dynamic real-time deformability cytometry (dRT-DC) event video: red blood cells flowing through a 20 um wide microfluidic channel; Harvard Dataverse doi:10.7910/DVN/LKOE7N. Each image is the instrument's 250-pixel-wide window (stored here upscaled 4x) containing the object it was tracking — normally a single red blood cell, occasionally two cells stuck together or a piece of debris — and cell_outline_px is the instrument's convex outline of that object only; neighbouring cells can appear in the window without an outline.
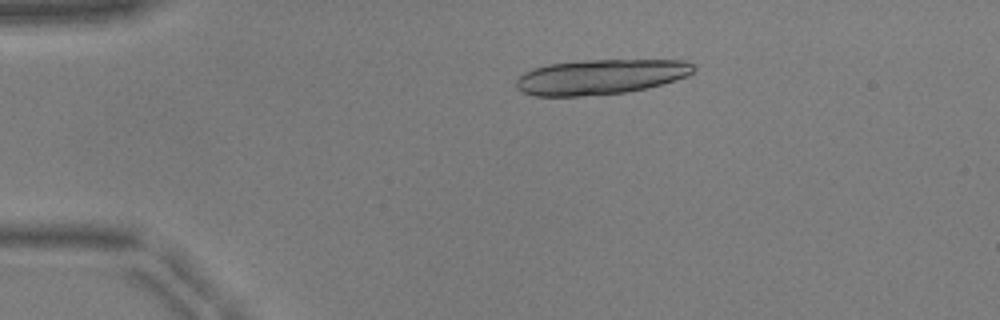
{"species": "common noctule bat (a hibernating species)", "species_latin": "Nyctalus noctula", "temperature_condition": "warm", "stored_images_in_passage": 19, "camera_frame_rate_fps": 3000, "um_per_image_px": 0.085, "animal": {"sex": "male", "body_mass_g": 17.9, "forearm_length_mm": 54.2}, "frame": {"image": 1, "passage_image": 11, "time_ms": 3.333, "image_size_px": [1000, 320], "cell_outline_px": [[696, 68], [692, 72], [684, 76], [660, 84], [628, 92], [580, 96], [536, 96], [524, 92], [516, 88], [516, 80], [524, 72], [532, 68], [548, 64], [584, 60], [684, 60], [692, 64]], "centroid_in_image_um": [50.99, 6.52], "position_along_channel_um": 34.0, "area_um2": 35.95}}